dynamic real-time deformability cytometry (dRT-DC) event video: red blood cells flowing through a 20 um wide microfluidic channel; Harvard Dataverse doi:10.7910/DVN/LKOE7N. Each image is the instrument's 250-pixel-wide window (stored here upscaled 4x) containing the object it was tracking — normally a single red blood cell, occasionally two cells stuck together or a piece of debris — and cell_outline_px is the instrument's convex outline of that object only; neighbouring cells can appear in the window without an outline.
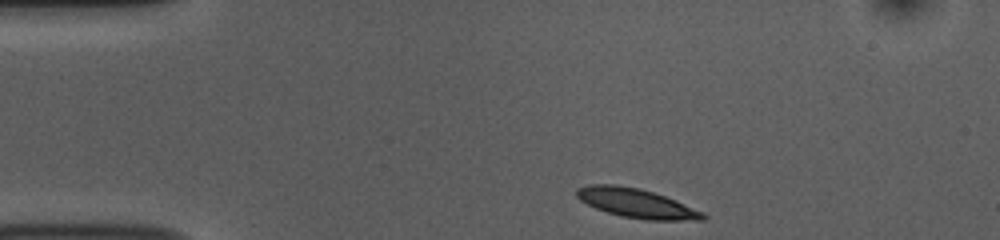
{"species": "common noctule bat (a hibernating species)", "species_latin": "Nyctalus noctula", "temperature_condition": "room temperature", "stored_images_in_passage": 45, "camera_frame_rate_fps": 3000, "um_per_image_px": 0.085, "animal": {"sex": "female", "body_mass_g": 10.0, "forearm_length_mm": 53.1}, "frame": {"image": 1, "passage_image": 1, "time_ms": 0.0, "image_size_px": [1000, 240], "cell_outline_px": [[708, 216], [704, 220], [648, 220], [620, 216], [596, 208], [580, 200], [576, 196], [576, 188], [588, 184], [616, 184], [640, 188], [676, 200], [704, 212]], "centroid_in_image_um": [54.1, 17.27], "position_along_channel_um": 30.9, "area_um2": 21.56}}
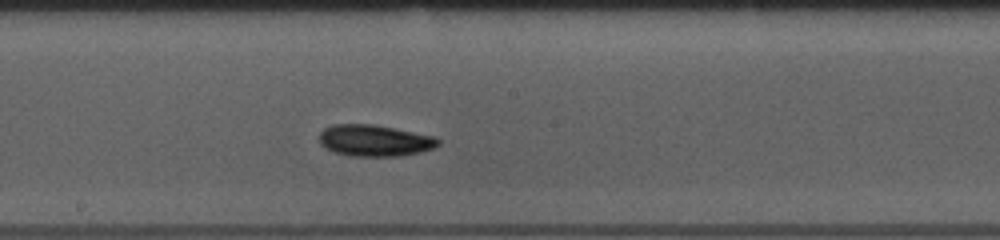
{"frame": {"image": 2, "passage_image": 20, "time_ms": 6.333, "image_size_px": [1000, 240], "cell_outline_px": [[440, 144], [432, 148], [420, 152], [400, 156], [348, 156], [324, 148], [320, 144], [320, 132], [324, 128], [332, 124], [372, 124], [436, 136], [440, 140]], "centroid_in_image_um": [31.84, 11.94], "position_along_channel_um": 216.4, "area_um2": 21.91}}
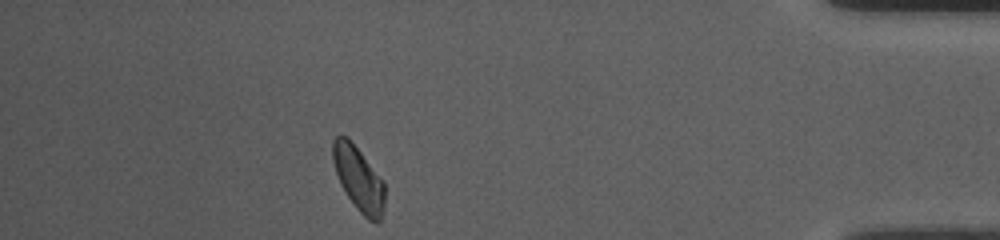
{"frame": {"image": 3, "passage_image": 39, "time_ms": 12.667, "image_size_px": [1000, 240], "cell_outline_px": [[384, 208], [380, 220], [376, 224], [368, 220], [356, 208], [340, 184], [332, 160], [332, 140], [336, 136], [348, 136], [384, 180]], "centroid_in_image_um": [30.48, 15.18], "position_along_channel_um": 404.7, "area_um2": 19.71}, "authors_computed_cell_mechanics": {"area_um2": 20.6924, "velocity_mm_per_s": 3.6995, "shape_relaxation_time_tau1_ms": 2.7666, "shape_relaxation_time_tau2_ms": 7.7848, "deformation_change_tau1": 0.0913, "deformation_change_tau2": 0.126}}